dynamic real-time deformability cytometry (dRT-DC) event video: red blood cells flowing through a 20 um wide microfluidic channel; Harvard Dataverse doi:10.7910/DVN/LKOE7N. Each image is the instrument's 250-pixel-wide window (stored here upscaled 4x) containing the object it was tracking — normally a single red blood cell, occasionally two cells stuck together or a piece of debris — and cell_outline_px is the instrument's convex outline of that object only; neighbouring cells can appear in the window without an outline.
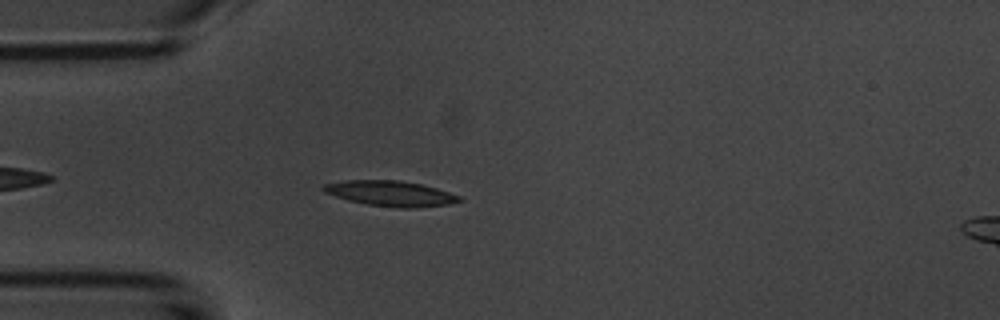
{"species": "common noctule bat (a hibernating species)", "species_latin": "Nyctalus noctula", "temperature_condition": "room temperature", "stored_images_in_passage": 44, "camera_frame_rate_fps": 3000, "um_per_image_px": 0.085, "animal": {"sex": "male", "body_mass_g": 20.1, "forearm_length_mm": 53.5}, "frame": {"image": 1, "passage_image": 5, "time_ms": 1.333, "image_size_px": [1000, 320], "cell_outline_px": [[464, 200], [448, 204], [416, 208], [396, 208], [368, 204], [348, 200], [324, 192], [320, 188], [324, 184], [344, 180], [400, 180], [420, 184], [436, 188], [460, 196]], "centroid_in_image_um": [33.19, 16.44], "position_along_channel_um": 51.8, "area_um2": 20.06}}
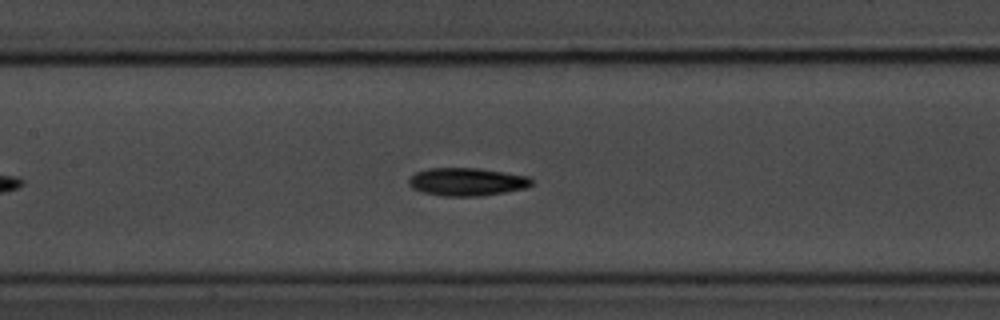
{"frame": {"image": 2, "passage_image": 15, "time_ms": 4.667, "image_size_px": [1000, 320], "cell_outline_px": [[532, 184], [524, 188], [504, 192], [480, 196], [444, 196], [424, 192], [412, 188], [408, 184], [408, 180], [416, 172], [428, 168], [480, 168], [528, 176], [532, 180]], "centroid_in_image_um": [39.67, 15.44], "position_along_channel_um": 167.7, "area_um2": 19.88}}
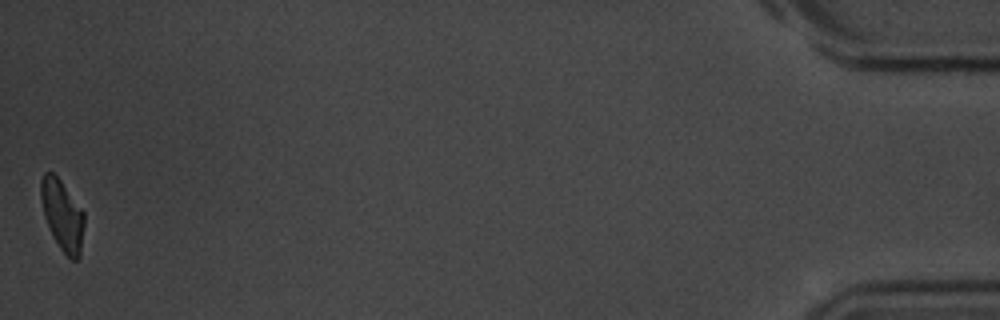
{"frame": {"image": 3, "passage_image": 44, "time_ms": 14.333, "image_size_px": [1000, 320], "cell_outline_px": [[84, 224], [80, 256], [76, 260], [72, 260], [60, 248], [52, 236], [48, 228], [44, 216], [40, 200], [40, 180], [44, 172], [52, 172], [60, 180], [84, 212]], "centroid_in_image_um": [5.28, 18.28], "position_along_channel_um": 429.9, "area_um2": 17.86}, "authors_computed_cell_mechanics": {"area_um2": 19.1029, "velocity_mm_per_s": 3.7032, "shape_relaxation_time_tau1_ms": 3.173, "shape_relaxation_time_tau2_ms": 4.3447, "deformation_change_tau1": 0.1303, "deformation_change_tau2": 0.1202}}